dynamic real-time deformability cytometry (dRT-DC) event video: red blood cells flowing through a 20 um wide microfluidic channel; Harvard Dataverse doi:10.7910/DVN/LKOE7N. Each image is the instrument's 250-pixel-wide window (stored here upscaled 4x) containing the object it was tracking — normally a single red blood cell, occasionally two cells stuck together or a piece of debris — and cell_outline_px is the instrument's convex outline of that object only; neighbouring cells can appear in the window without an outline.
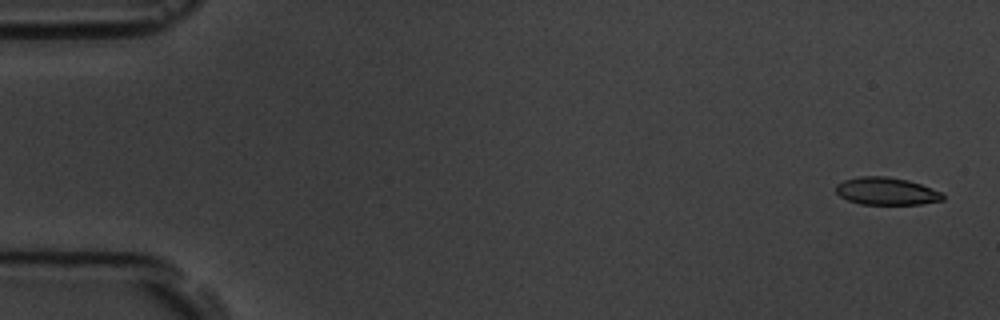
{"species": "common noctule bat (a hibernating species)", "species_latin": "Nyctalus noctula", "temperature_condition": "room temperature", "stored_images_in_passage": 10, "camera_frame_rate_fps": 3000, "um_per_image_px": 0.085, "animal": {"sex": "male", "body_mass_g": 19.5, "forearm_length_mm": 54.6}, "frame": {"image": 1, "passage_image": 1, "time_ms": 0.0, "image_size_px": [1000, 320], "cell_outline_px": [[944, 200], [920, 204], [860, 204], [848, 200], [840, 196], [836, 192], [836, 184], [844, 180], [860, 176], [888, 176], [908, 180], [920, 184], [940, 192], [944, 196]], "centroid_in_image_um": [75.32, 16.25], "position_along_channel_um": 9.7, "area_um2": 17.05}}
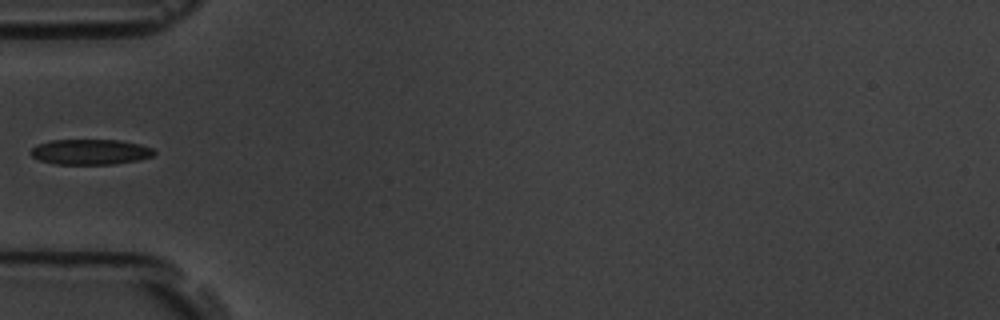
{"frame": {"image": 2, "passage_image": 5, "time_ms": 5.667, "image_size_px": [1000, 320], "cell_outline_px": [[156, 152], [152, 156], [140, 160], [112, 164], [52, 164], [40, 160], [32, 156], [32, 148], [40, 144], [52, 140], [120, 140], [140, 144], [152, 148]], "centroid_in_image_um": [7.72, 12.91], "position_along_channel_um": 77.3, "area_um2": 18.15}}
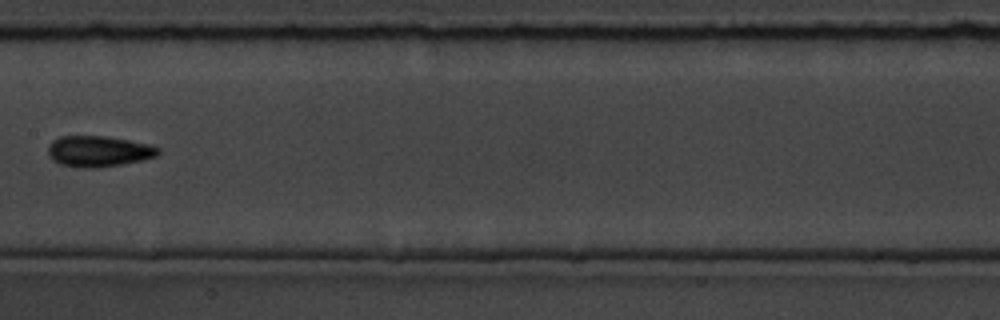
{"frame": {"image": 3, "passage_image": 8, "time_ms": 9.0, "image_size_px": [1000, 320], "cell_outline_px": [[160, 152], [156, 156], [140, 160], [120, 164], [96, 168], [80, 168], [60, 164], [52, 160], [48, 156], [48, 144], [52, 140], [60, 136], [104, 136], [128, 140], [148, 144], [160, 148]], "centroid_in_image_um": [8.32, 12.86], "position_along_channel_um": 199.1, "area_um2": 19.83}}